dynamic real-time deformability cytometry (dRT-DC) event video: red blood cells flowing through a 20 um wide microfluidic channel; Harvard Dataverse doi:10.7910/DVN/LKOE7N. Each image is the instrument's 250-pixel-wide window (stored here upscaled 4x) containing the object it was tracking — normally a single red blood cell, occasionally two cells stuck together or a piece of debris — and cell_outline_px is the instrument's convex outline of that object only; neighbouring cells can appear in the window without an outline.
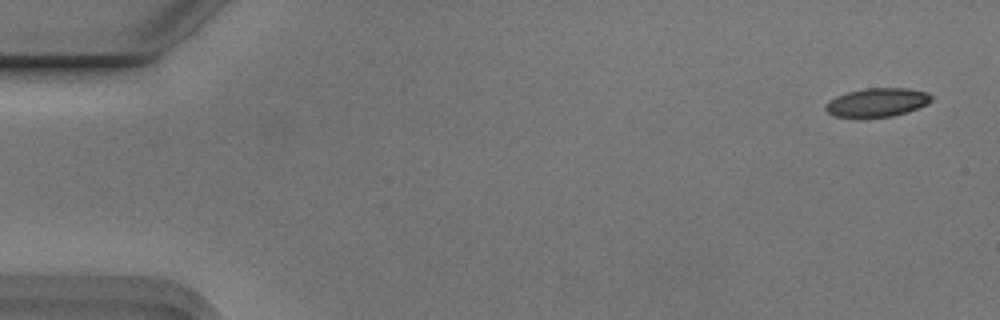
{"species": "Egyptian fruit bat (a non-hibernating species)", "species_latin": "Rousettus aegyptiacus", "temperature_condition": "cold", "stored_images_in_passage": 6, "segment_of_instrument_passage": [1, 2], "camera_frame_rate_fps": 3000, "um_per_image_px": 0.085, "animal": {"sex": "male"}, "frame": {"image": 1, "passage_image": 1, "time_ms": 0.0, "image_size_px": [1000, 320], "cell_outline_px": [[932, 100], [928, 104], [908, 112], [892, 116], [836, 116], [828, 112], [824, 108], [836, 96], [848, 92], [868, 88], [908, 88], [928, 92], [932, 96]], "centroid_in_image_um": [74.65, 8.68], "position_along_channel_um": 10.4, "area_um2": 17.28}}
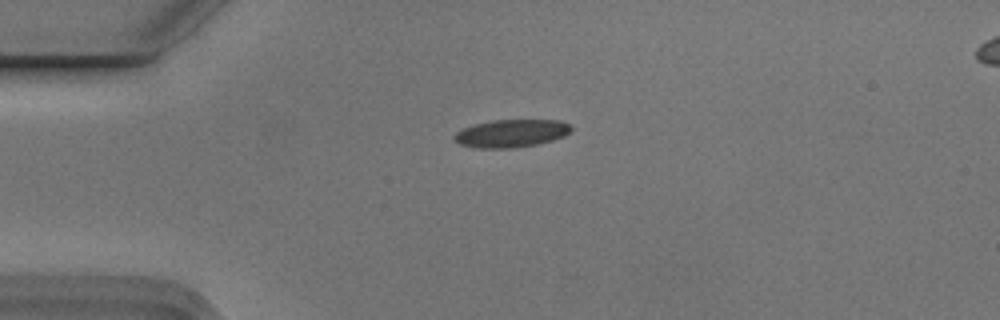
{"frame": {"image": 2, "passage_image": 4, "time_ms": 1.0, "image_size_px": [1000, 320], "cell_outline_px": [[572, 128], [564, 136], [552, 140], [536, 144], [512, 148], [476, 148], [460, 144], [452, 140], [452, 136], [456, 132], [464, 128], [476, 124], [492, 120], [560, 120], [568, 124]], "centroid_in_image_um": [43.41, 11.34], "position_along_channel_um": 41.6, "area_um2": 18.84}}